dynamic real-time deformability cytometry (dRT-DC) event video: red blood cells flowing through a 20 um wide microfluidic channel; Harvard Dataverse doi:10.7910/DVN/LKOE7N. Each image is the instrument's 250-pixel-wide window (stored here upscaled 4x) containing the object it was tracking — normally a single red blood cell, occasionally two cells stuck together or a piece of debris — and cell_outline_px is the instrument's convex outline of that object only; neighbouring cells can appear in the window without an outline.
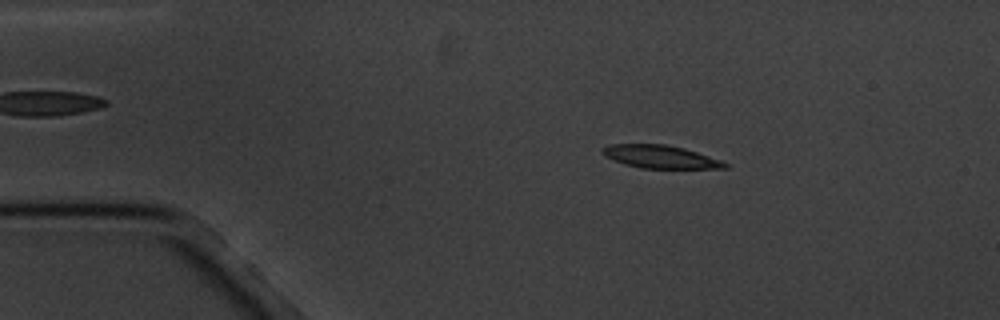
{"species": "common noctule bat (a hibernating species)", "species_latin": "Nyctalus noctula", "temperature_condition": "cold", "stored_images_in_passage": 3, "camera_frame_rate_fps": 3000, "um_per_image_px": 0.085, "animal": {"sex": "male", "body_mass_g": 20.1, "forearm_length_mm": 53.5}, "frame": {"image": 1, "passage_image": 1, "time_ms": 0.0, "image_size_px": [1000, 320], "cell_outline_px": [[728, 168], [640, 168], [624, 164], [604, 156], [600, 152], [608, 144], [664, 144], [684, 148], [720, 160], [728, 164]], "centroid_in_image_um": [56.09, 13.32], "position_along_channel_um": 28.9, "area_um2": 16.24}}
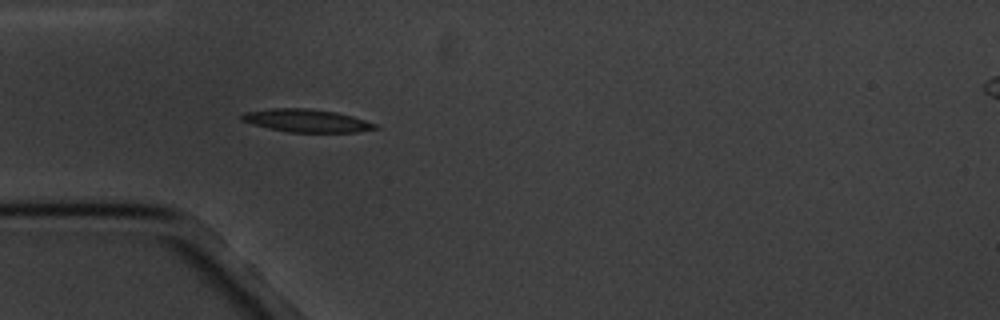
{"frame": {"image": 2, "passage_image": 3, "time_ms": 2.333, "image_size_px": [1000, 320], "cell_outline_px": [[380, 128], [356, 132], [288, 132], [268, 128], [252, 124], [240, 120], [240, 116], [244, 112], [272, 108], [308, 108], [336, 112], [352, 116], [376, 124]], "centroid_in_image_um": [26.03, 10.25], "position_along_channel_um": 59.0, "area_um2": 17.8}}